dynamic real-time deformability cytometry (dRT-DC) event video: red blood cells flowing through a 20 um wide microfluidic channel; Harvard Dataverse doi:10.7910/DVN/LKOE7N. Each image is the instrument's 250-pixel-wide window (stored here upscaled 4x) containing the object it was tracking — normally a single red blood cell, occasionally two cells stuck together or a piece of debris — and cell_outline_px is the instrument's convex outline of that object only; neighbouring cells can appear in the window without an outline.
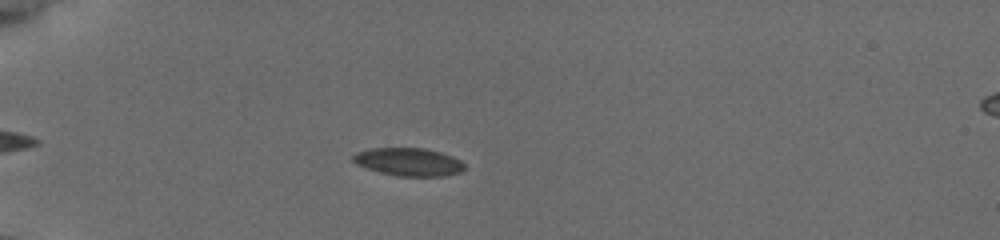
{"species": "common noctule bat (a hibernating species)", "species_latin": "Nyctalus noctula", "temperature_condition": "cold", "stored_images_in_passage": 47, "camera_frame_rate_fps": 3000, "um_per_image_px": 0.085, "animal": {"sex": "female", "body_mass_g": 19.5, "forearm_length_mm": 54.1}, "frame": {"image": 1, "passage_image": 13, "time_ms": 4.0, "image_size_px": [1000, 240], "cell_outline_px": [[464, 168], [460, 172], [444, 176], [396, 176], [364, 168], [356, 164], [352, 160], [352, 156], [356, 152], [372, 148], [424, 148], [440, 152], [452, 156], [460, 160], [464, 164]], "centroid_in_image_um": [34.7, 13.76], "position_along_channel_um": 50.3, "area_um2": 18.21}}
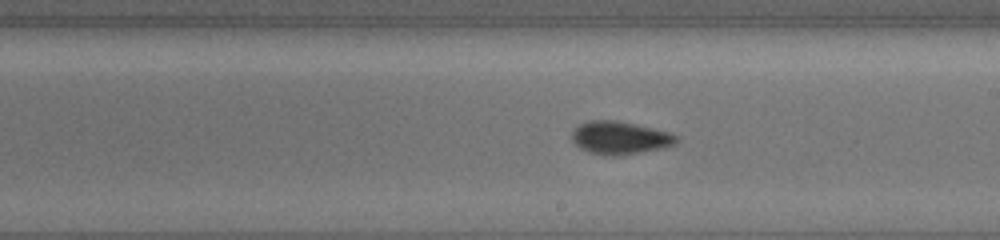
{"frame": {"image": 2, "passage_image": 30, "time_ms": 9.667, "image_size_px": [1000, 240], "cell_outline_px": [[676, 144], [664, 148], [620, 156], [604, 156], [588, 152], [580, 148], [572, 140], [572, 132], [580, 124], [588, 120], [616, 120], [636, 124], [668, 132], [676, 136]], "centroid_in_image_um": [52.67, 11.73], "position_along_channel_um": 236.3, "area_um2": 20.11}}
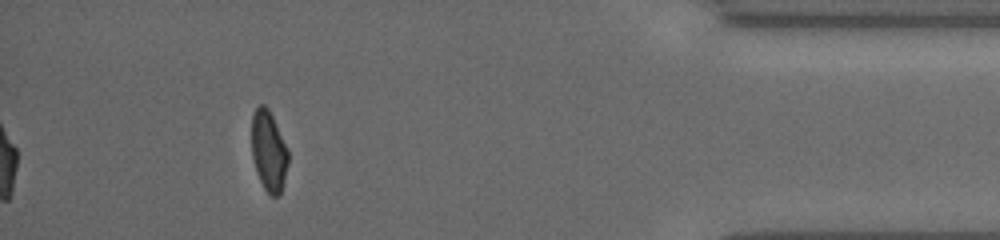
{"frame": {"image": 3, "passage_image": 47, "time_ms": 15.333, "image_size_px": [1000, 240], "cell_outline_px": [[288, 164], [280, 196], [272, 196], [264, 188], [260, 180], [252, 156], [252, 116], [256, 108], [260, 104], [264, 104], [268, 108], [288, 148]], "centroid_in_image_um": [22.85, 12.83], "position_along_channel_um": 412.3, "area_um2": 16.99}, "authors_computed_cell_mechanics": {"area_um2": 18.6116, "velocity_mm_per_s": 3.824, "shape_relaxation_time_tau1_ms": 2.8335, "shape_relaxation_time_tau2_ms": 2.7957, "deformation_change_tau1": 0.0857, "deformation_change_tau2": 0.0803}}